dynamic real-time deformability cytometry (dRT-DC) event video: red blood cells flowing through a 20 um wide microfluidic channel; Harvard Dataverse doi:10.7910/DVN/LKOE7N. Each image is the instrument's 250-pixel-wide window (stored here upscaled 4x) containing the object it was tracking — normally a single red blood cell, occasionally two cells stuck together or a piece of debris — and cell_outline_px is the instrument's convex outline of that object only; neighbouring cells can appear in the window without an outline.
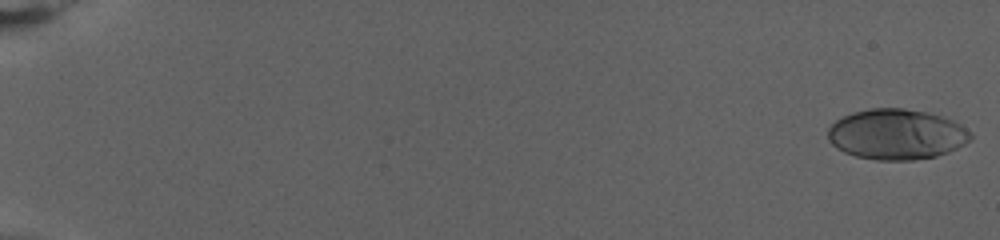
{"species": "human", "species_latin": "Homo sapiens", "temperature_condition": "warm", "stored_images_in_passage": 75, "camera_frame_rate_fps": 3000, "um_per_image_px": 0.085, "donor": {"sex": "female"}, "frame": {"image": 1, "passage_image": 1, "time_ms": 0.0, "image_size_px": [1000, 240], "cell_outline_px": [[972, 136], [964, 144], [948, 152], [936, 156], [912, 160], [876, 160], [856, 156], [844, 152], [836, 148], [828, 140], [828, 128], [836, 120], [844, 116], [856, 112], [872, 108], [904, 108], [928, 112], [952, 120], [960, 124], [972, 132]], "centroid_in_image_um": [76.2, 11.42], "position_along_channel_um": 8.8, "area_um2": 41.85}}
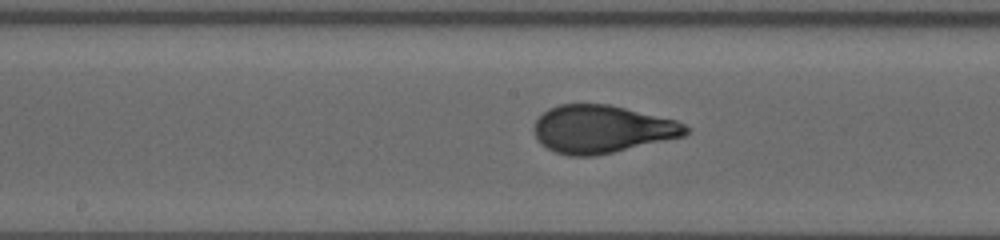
{"frame": {"image": 2, "passage_image": 42, "time_ms": 13.667, "image_size_px": [1000, 240], "cell_outline_px": [[692, 128], [684, 136], [596, 156], [568, 156], [556, 152], [540, 144], [536, 140], [536, 120], [548, 108], [560, 104], [608, 104], [676, 120]], "centroid_in_image_um": [51.17, 10.98], "position_along_channel_um": 197.0, "area_um2": 42.08}}
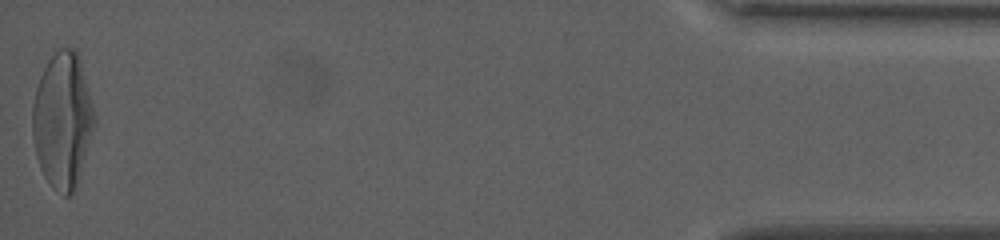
{"frame": {"image": 3, "passage_image": 75, "time_ms": 24.667, "image_size_px": [1000, 240], "cell_outline_px": [[96, 124], [76, 184], [72, 192], [68, 196], [64, 196], [52, 188], [44, 176], [40, 168], [36, 156], [32, 136], [32, 104], [36, 88], [40, 76], [48, 60], [60, 48], [72, 48], [76, 52], [80, 60], [92, 104], [96, 120]], "centroid_in_image_um": [5.3, 10.24], "position_along_channel_um": 429.9, "area_um2": 48.67}, "authors_computed_cell_mechanics": {"area_um2": 41.5582, "velocity_mm_per_s": 2.8524, "shape_relaxation_time_tau1_ms": 6.4103, "shape_relaxation_time_tau2_ms": null, "deformation_change_tau1": 0.2441, "deformation_change_tau2": null}}